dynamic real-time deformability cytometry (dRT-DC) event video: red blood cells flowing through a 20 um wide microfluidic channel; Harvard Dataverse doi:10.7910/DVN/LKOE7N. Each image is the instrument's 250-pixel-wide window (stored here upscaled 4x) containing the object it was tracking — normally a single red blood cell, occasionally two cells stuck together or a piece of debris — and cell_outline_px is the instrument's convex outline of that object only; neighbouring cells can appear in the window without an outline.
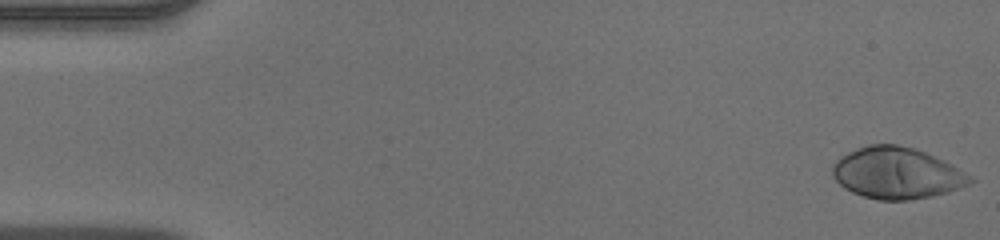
{"species": "human", "species_latin": "Homo sapiens", "temperature_condition": "warm", "stored_images_in_passage": 47, "camera_frame_rate_fps": 3000, "um_per_image_px": 0.085, "donor": {"sex": "male"}, "frame": {"image": 1, "passage_image": 1, "time_ms": 0.0, "image_size_px": [1000, 240], "cell_outline_px": [[976, 180], [968, 184], [948, 192], [932, 196], [908, 200], [880, 200], [864, 196], [852, 192], [844, 188], [832, 176], [832, 164], [840, 156], [856, 148], [868, 144], [896, 144], [912, 148], [924, 152], [944, 160], [972, 176]], "centroid_in_image_um": [76.21, 14.71], "position_along_channel_um": 8.8, "area_um2": 41.21}}
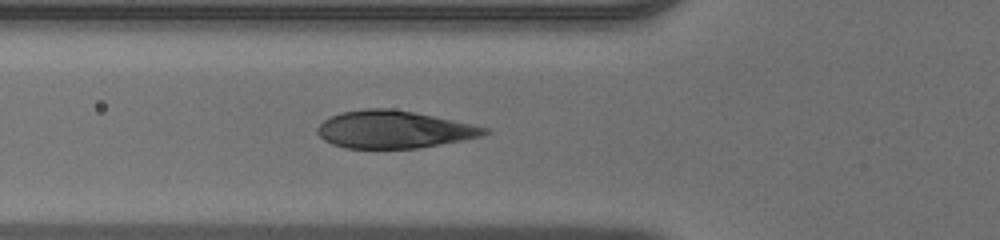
{"frame": {"image": 2, "passage_image": 17, "time_ms": 5.333, "image_size_px": [1000, 240], "cell_outline_px": [[492, 132], [484, 136], [420, 148], [344, 148], [332, 144], [324, 140], [316, 132], [316, 128], [328, 116], [340, 112], [364, 108], [392, 108], [492, 128]], "centroid_in_image_um": [33.48, 11.0], "position_along_channel_um": 92.3, "area_um2": 36.76}}
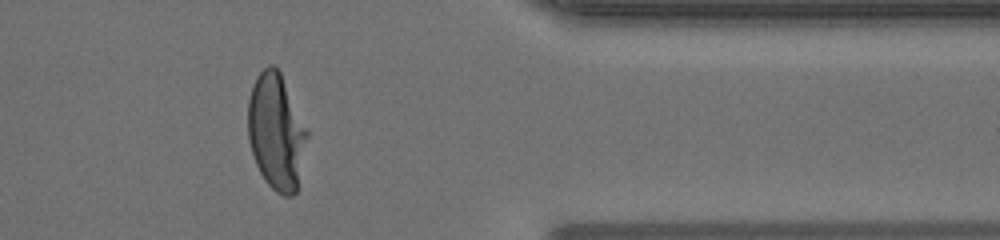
{"frame": {"image": 3, "passage_image": 39, "time_ms": 12.667, "image_size_px": [1000, 240], "cell_outline_px": [[308, 136], [296, 192], [292, 196], [284, 196], [276, 192], [264, 180], [256, 164], [248, 140], [248, 100], [256, 76], [268, 64], [272, 64], [280, 72], [308, 132]], "centroid_in_image_um": [23.47, 11.21], "position_along_channel_um": 387.9, "area_um2": 39.65}}